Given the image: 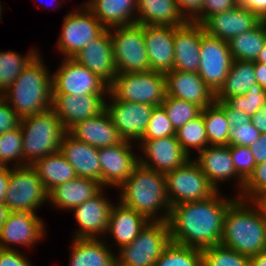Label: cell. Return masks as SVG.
Returning a JSON list of instances; mask_svg holds the SVG:
<instances>
[{
    "instance_id": "c3c4849f",
    "label": "cell",
    "mask_w": 266,
    "mask_h": 266,
    "mask_svg": "<svg viewBox=\"0 0 266 266\" xmlns=\"http://www.w3.org/2000/svg\"><path fill=\"white\" fill-rule=\"evenodd\" d=\"M20 122L17 112L0 96V134L20 127Z\"/></svg>"
},
{
    "instance_id": "681fc988",
    "label": "cell",
    "mask_w": 266,
    "mask_h": 266,
    "mask_svg": "<svg viewBox=\"0 0 266 266\" xmlns=\"http://www.w3.org/2000/svg\"><path fill=\"white\" fill-rule=\"evenodd\" d=\"M237 6L238 0H203L201 24L203 25L211 16L234 9Z\"/></svg>"
},
{
    "instance_id": "f35d334b",
    "label": "cell",
    "mask_w": 266,
    "mask_h": 266,
    "mask_svg": "<svg viewBox=\"0 0 266 266\" xmlns=\"http://www.w3.org/2000/svg\"><path fill=\"white\" fill-rule=\"evenodd\" d=\"M154 266H202V250L170 242Z\"/></svg>"
},
{
    "instance_id": "be15d7a7",
    "label": "cell",
    "mask_w": 266,
    "mask_h": 266,
    "mask_svg": "<svg viewBox=\"0 0 266 266\" xmlns=\"http://www.w3.org/2000/svg\"><path fill=\"white\" fill-rule=\"evenodd\" d=\"M257 62L266 64V42L263 46V49L259 52V55L256 59Z\"/></svg>"
},
{
    "instance_id": "74e56055",
    "label": "cell",
    "mask_w": 266,
    "mask_h": 266,
    "mask_svg": "<svg viewBox=\"0 0 266 266\" xmlns=\"http://www.w3.org/2000/svg\"><path fill=\"white\" fill-rule=\"evenodd\" d=\"M176 137L182 149L190 157L191 149L204 150L209 145L202 113L193 120L188 121L176 131Z\"/></svg>"
},
{
    "instance_id": "83f0119b",
    "label": "cell",
    "mask_w": 266,
    "mask_h": 266,
    "mask_svg": "<svg viewBox=\"0 0 266 266\" xmlns=\"http://www.w3.org/2000/svg\"><path fill=\"white\" fill-rule=\"evenodd\" d=\"M103 188L93 179L77 177L71 181L60 184L48 193V201L53 207L71 211L86 200L92 199Z\"/></svg>"
},
{
    "instance_id": "4dcf8cb0",
    "label": "cell",
    "mask_w": 266,
    "mask_h": 266,
    "mask_svg": "<svg viewBox=\"0 0 266 266\" xmlns=\"http://www.w3.org/2000/svg\"><path fill=\"white\" fill-rule=\"evenodd\" d=\"M137 21L142 25L179 27L188 21L176 0H137Z\"/></svg>"
},
{
    "instance_id": "d6986e66",
    "label": "cell",
    "mask_w": 266,
    "mask_h": 266,
    "mask_svg": "<svg viewBox=\"0 0 266 266\" xmlns=\"http://www.w3.org/2000/svg\"><path fill=\"white\" fill-rule=\"evenodd\" d=\"M113 203L105 197L101 190L92 199L86 200L71 211L74 212L78 229L73 238L97 239L99 236L107 235L110 212Z\"/></svg>"
},
{
    "instance_id": "6da1fadb",
    "label": "cell",
    "mask_w": 266,
    "mask_h": 266,
    "mask_svg": "<svg viewBox=\"0 0 266 266\" xmlns=\"http://www.w3.org/2000/svg\"><path fill=\"white\" fill-rule=\"evenodd\" d=\"M219 192L204 200L171 206L167 220L171 242L200 250L221 244L224 216L238 197L227 199Z\"/></svg>"
},
{
    "instance_id": "5b68a950",
    "label": "cell",
    "mask_w": 266,
    "mask_h": 266,
    "mask_svg": "<svg viewBox=\"0 0 266 266\" xmlns=\"http://www.w3.org/2000/svg\"><path fill=\"white\" fill-rule=\"evenodd\" d=\"M23 139V166L60 151V144L67 132L61 119L49 109L21 119Z\"/></svg>"
},
{
    "instance_id": "8d00e7d4",
    "label": "cell",
    "mask_w": 266,
    "mask_h": 266,
    "mask_svg": "<svg viewBox=\"0 0 266 266\" xmlns=\"http://www.w3.org/2000/svg\"><path fill=\"white\" fill-rule=\"evenodd\" d=\"M209 145H228L231 126L224 111L214 102L201 110Z\"/></svg>"
},
{
    "instance_id": "11a10c76",
    "label": "cell",
    "mask_w": 266,
    "mask_h": 266,
    "mask_svg": "<svg viewBox=\"0 0 266 266\" xmlns=\"http://www.w3.org/2000/svg\"><path fill=\"white\" fill-rule=\"evenodd\" d=\"M251 149L254 160L257 164L266 161V133L261 134L259 139L252 143L249 147Z\"/></svg>"
},
{
    "instance_id": "ee69618b",
    "label": "cell",
    "mask_w": 266,
    "mask_h": 266,
    "mask_svg": "<svg viewBox=\"0 0 266 266\" xmlns=\"http://www.w3.org/2000/svg\"><path fill=\"white\" fill-rule=\"evenodd\" d=\"M172 135H176V130L164 107L162 105L154 106L147 129L141 140H154Z\"/></svg>"
},
{
    "instance_id": "484cf974",
    "label": "cell",
    "mask_w": 266,
    "mask_h": 266,
    "mask_svg": "<svg viewBox=\"0 0 266 266\" xmlns=\"http://www.w3.org/2000/svg\"><path fill=\"white\" fill-rule=\"evenodd\" d=\"M60 152L74 168L77 177L93 179L101 184L99 148L76 139L67 131L62 138Z\"/></svg>"
},
{
    "instance_id": "e575fe53",
    "label": "cell",
    "mask_w": 266,
    "mask_h": 266,
    "mask_svg": "<svg viewBox=\"0 0 266 266\" xmlns=\"http://www.w3.org/2000/svg\"><path fill=\"white\" fill-rule=\"evenodd\" d=\"M266 42V21L228 41L233 60L256 61Z\"/></svg>"
},
{
    "instance_id": "9a60e30c",
    "label": "cell",
    "mask_w": 266,
    "mask_h": 266,
    "mask_svg": "<svg viewBox=\"0 0 266 266\" xmlns=\"http://www.w3.org/2000/svg\"><path fill=\"white\" fill-rule=\"evenodd\" d=\"M143 157L139 163L147 168L166 173L183 166L191 157L182 149L176 135L154 140H140Z\"/></svg>"
},
{
    "instance_id": "7a4b0ae2",
    "label": "cell",
    "mask_w": 266,
    "mask_h": 266,
    "mask_svg": "<svg viewBox=\"0 0 266 266\" xmlns=\"http://www.w3.org/2000/svg\"><path fill=\"white\" fill-rule=\"evenodd\" d=\"M221 245L249 257L266 250V218L254 200L237 198L228 207Z\"/></svg>"
},
{
    "instance_id": "4316f807",
    "label": "cell",
    "mask_w": 266,
    "mask_h": 266,
    "mask_svg": "<svg viewBox=\"0 0 266 266\" xmlns=\"http://www.w3.org/2000/svg\"><path fill=\"white\" fill-rule=\"evenodd\" d=\"M68 132L96 148L114 146L123 141L106 109L94 117L78 122Z\"/></svg>"
},
{
    "instance_id": "4fadbf2b",
    "label": "cell",
    "mask_w": 266,
    "mask_h": 266,
    "mask_svg": "<svg viewBox=\"0 0 266 266\" xmlns=\"http://www.w3.org/2000/svg\"><path fill=\"white\" fill-rule=\"evenodd\" d=\"M232 61L228 41L211 36L205 31L201 36L198 73L214 93L224 84Z\"/></svg>"
},
{
    "instance_id": "2e32d148",
    "label": "cell",
    "mask_w": 266,
    "mask_h": 266,
    "mask_svg": "<svg viewBox=\"0 0 266 266\" xmlns=\"http://www.w3.org/2000/svg\"><path fill=\"white\" fill-rule=\"evenodd\" d=\"M132 145L123 140L117 145L99 148L102 187L119 188L129 178L139 163V156L133 152Z\"/></svg>"
},
{
    "instance_id": "db71d44e",
    "label": "cell",
    "mask_w": 266,
    "mask_h": 266,
    "mask_svg": "<svg viewBox=\"0 0 266 266\" xmlns=\"http://www.w3.org/2000/svg\"><path fill=\"white\" fill-rule=\"evenodd\" d=\"M238 5L250 10L262 21H266V0H238Z\"/></svg>"
},
{
    "instance_id": "91938a15",
    "label": "cell",
    "mask_w": 266,
    "mask_h": 266,
    "mask_svg": "<svg viewBox=\"0 0 266 266\" xmlns=\"http://www.w3.org/2000/svg\"><path fill=\"white\" fill-rule=\"evenodd\" d=\"M250 266H266V250L249 257Z\"/></svg>"
},
{
    "instance_id": "d590c367",
    "label": "cell",
    "mask_w": 266,
    "mask_h": 266,
    "mask_svg": "<svg viewBox=\"0 0 266 266\" xmlns=\"http://www.w3.org/2000/svg\"><path fill=\"white\" fill-rule=\"evenodd\" d=\"M38 52L35 48L30 50L26 56L16 51L0 52V96L6 93L15 79L39 54Z\"/></svg>"
},
{
    "instance_id": "6125c7cd",
    "label": "cell",
    "mask_w": 266,
    "mask_h": 266,
    "mask_svg": "<svg viewBox=\"0 0 266 266\" xmlns=\"http://www.w3.org/2000/svg\"><path fill=\"white\" fill-rule=\"evenodd\" d=\"M261 208L266 218V193L261 194L258 198L254 200Z\"/></svg>"
},
{
    "instance_id": "3957f363",
    "label": "cell",
    "mask_w": 266,
    "mask_h": 266,
    "mask_svg": "<svg viewBox=\"0 0 266 266\" xmlns=\"http://www.w3.org/2000/svg\"><path fill=\"white\" fill-rule=\"evenodd\" d=\"M118 189L121 190L119 202L122 205L140 213L149 221L167 222L171 205L167 195L165 173L138 163ZM160 211L165 213L161 214Z\"/></svg>"
},
{
    "instance_id": "94428289",
    "label": "cell",
    "mask_w": 266,
    "mask_h": 266,
    "mask_svg": "<svg viewBox=\"0 0 266 266\" xmlns=\"http://www.w3.org/2000/svg\"><path fill=\"white\" fill-rule=\"evenodd\" d=\"M10 212L11 211L4 203H0V230L2 228V225L6 222V219L8 218Z\"/></svg>"
},
{
    "instance_id": "52a82bcc",
    "label": "cell",
    "mask_w": 266,
    "mask_h": 266,
    "mask_svg": "<svg viewBox=\"0 0 266 266\" xmlns=\"http://www.w3.org/2000/svg\"><path fill=\"white\" fill-rule=\"evenodd\" d=\"M171 242L166 221H150L130 244L116 254V266H154Z\"/></svg>"
},
{
    "instance_id": "bcb514c9",
    "label": "cell",
    "mask_w": 266,
    "mask_h": 266,
    "mask_svg": "<svg viewBox=\"0 0 266 266\" xmlns=\"http://www.w3.org/2000/svg\"><path fill=\"white\" fill-rule=\"evenodd\" d=\"M230 154L236 173L246 181L256 166L251 149L245 146L230 145Z\"/></svg>"
},
{
    "instance_id": "ffe728a7",
    "label": "cell",
    "mask_w": 266,
    "mask_h": 266,
    "mask_svg": "<svg viewBox=\"0 0 266 266\" xmlns=\"http://www.w3.org/2000/svg\"><path fill=\"white\" fill-rule=\"evenodd\" d=\"M72 59L87 67L92 73L97 74L108 85L113 82L117 75L109 29H106L99 37L90 41Z\"/></svg>"
},
{
    "instance_id": "8fae6325",
    "label": "cell",
    "mask_w": 266,
    "mask_h": 266,
    "mask_svg": "<svg viewBox=\"0 0 266 266\" xmlns=\"http://www.w3.org/2000/svg\"><path fill=\"white\" fill-rule=\"evenodd\" d=\"M106 28L84 5L68 13L63 19L61 35L57 42L58 51L65 58H72L92 40L99 37Z\"/></svg>"
},
{
    "instance_id": "5bb4252c",
    "label": "cell",
    "mask_w": 266,
    "mask_h": 266,
    "mask_svg": "<svg viewBox=\"0 0 266 266\" xmlns=\"http://www.w3.org/2000/svg\"><path fill=\"white\" fill-rule=\"evenodd\" d=\"M110 95V96H109ZM110 105L105 101V109L110 115L113 124L118 129L121 138L125 141H139L143 137L153 105L133 103L116 99L110 92Z\"/></svg>"
},
{
    "instance_id": "9f6ffc18",
    "label": "cell",
    "mask_w": 266,
    "mask_h": 266,
    "mask_svg": "<svg viewBox=\"0 0 266 266\" xmlns=\"http://www.w3.org/2000/svg\"><path fill=\"white\" fill-rule=\"evenodd\" d=\"M252 124L261 133H266V104L263 105L251 118Z\"/></svg>"
},
{
    "instance_id": "7402d4cb",
    "label": "cell",
    "mask_w": 266,
    "mask_h": 266,
    "mask_svg": "<svg viewBox=\"0 0 266 266\" xmlns=\"http://www.w3.org/2000/svg\"><path fill=\"white\" fill-rule=\"evenodd\" d=\"M205 32L202 24L187 22L174 27L173 69L197 73L200 64V42Z\"/></svg>"
},
{
    "instance_id": "7bdbcfd3",
    "label": "cell",
    "mask_w": 266,
    "mask_h": 266,
    "mask_svg": "<svg viewBox=\"0 0 266 266\" xmlns=\"http://www.w3.org/2000/svg\"><path fill=\"white\" fill-rule=\"evenodd\" d=\"M0 159L8 163L15 161L14 167L23 166V139L21 128H15L0 134Z\"/></svg>"
},
{
    "instance_id": "ba28073f",
    "label": "cell",
    "mask_w": 266,
    "mask_h": 266,
    "mask_svg": "<svg viewBox=\"0 0 266 266\" xmlns=\"http://www.w3.org/2000/svg\"><path fill=\"white\" fill-rule=\"evenodd\" d=\"M109 32L113 45L117 73L144 72L150 70L142 24L133 23L121 27H114L109 29Z\"/></svg>"
},
{
    "instance_id": "7dc6e473",
    "label": "cell",
    "mask_w": 266,
    "mask_h": 266,
    "mask_svg": "<svg viewBox=\"0 0 266 266\" xmlns=\"http://www.w3.org/2000/svg\"><path fill=\"white\" fill-rule=\"evenodd\" d=\"M230 126L228 145L250 147L261 136V133L255 128L251 120L245 124Z\"/></svg>"
},
{
    "instance_id": "f5cc1de1",
    "label": "cell",
    "mask_w": 266,
    "mask_h": 266,
    "mask_svg": "<svg viewBox=\"0 0 266 266\" xmlns=\"http://www.w3.org/2000/svg\"><path fill=\"white\" fill-rule=\"evenodd\" d=\"M215 103L224 111L230 125H241L251 120L243 111L230 109L223 101H215Z\"/></svg>"
},
{
    "instance_id": "e0dca14e",
    "label": "cell",
    "mask_w": 266,
    "mask_h": 266,
    "mask_svg": "<svg viewBox=\"0 0 266 266\" xmlns=\"http://www.w3.org/2000/svg\"><path fill=\"white\" fill-rule=\"evenodd\" d=\"M36 213L10 212L0 230V248L15 249L11 244L32 247L45 234V225Z\"/></svg>"
},
{
    "instance_id": "836d02e7",
    "label": "cell",
    "mask_w": 266,
    "mask_h": 266,
    "mask_svg": "<svg viewBox=\"0 0 266 266\" xmlns=\"http://www.w3.org/2000/svg\"><path fill=\"white\" fill-rule=\"evenodd\" d=\"M257 84L253 61L233 60L224 84L215 93V98H230L245 95Z\"/></svg>"
},
{
    "instance_id": "ac0fdd59",
    "label": "cell",
    "mask_w": 266,
    "mask_h": 266,
    "mask_svg": "<svg viewBox=\"0 0 266 266\" xmlns=\"http://www.w3.org/2000/svg\"><path fill=\"white\" fill-rule=\"evenodd\" d=\"M104 94H86L73 96L70 94H52L51 109L61 119L69 131L75 124L101 113L105 109Z\"/></svg>"
},
{
    "instance_id": "d4e9b609",
    "label": "cell",
    "mask_w": 266,
    "mask_h": 266,
    "mask_svg": "<svg viewBox=\"0 0 266 266\" xmlns=\"http://www.w3.org/2000/svg\"><path fill=\"white\" fill-rule=\"evenodd\" d=\"M261 22L257 15L238 5L234 9L211 16L203 27L209 35L229 41L239 34L254 29Z\"/></svg>"
},
{
    "instance_id": "7c38bea8",
    "label": "cell",
    "mask_w": 266,
    "mask_h": 266,
    "mask_svg": "<svg viewBox=\"0 0 266 266\" xmlns=\"http://www.w3.org/2000/svg\"><path fill=\"white\" fill-rule=\"evenodd\" d=\"M59 69L52 75V94H86L109 93V85L87 67L72 58H64Z\"/></svg>"
},
{
    "instance_id": "8992f818",
    "label": "cell",
    "mask_w": 266,
    "mask_h": 266,
    "mask_svg": "<svg viewBox=\"0 0 266 266\" xmlns=\"http://www.w3.org/2000/svg\"><path fill=\"white\" fill-rule=\"evenodd\" d=\"M109 92L121 101L159 106L166 96L165 73L152 70L117 73Z\"/></svg>"
},
{
    "instance_id": "60d3db41",
    "label": "cell",
    "mask_w": 266,
    "mask_h": 266,
    "mask_svg": "<svg viewBox=\"0 0 266 266\" xmlns=\"http://www.w3.org/2000/svg\"><path fill=\"white\" fill-rule=\"evenodd\" d=\"M202 266H250L249 256L219 244L202 250Z\"/></svg>"
},
{
    "instance_id": "277c9868",
    "label": "cell",
    "mask_w": 266,
    "mask_h": 266,
    "mask_svg": "<svg viewBox=\"0 0 266 266\" xmlns=\"http://www.w3.org/2000/svg\"><path fill=\"white\" fill-rule=\"evenodd\" d=\"M38 54L2 97L21 119L52 107V75Z\"/></svg>"
},
{
    "instance_id": "cb8c5ba5",
    "label": "cell",
    "mask_w": 266,
    "mask_h": 266,
    "mask_svg": "<svg viewBox=\"0 0 266 266\" xmlns=\"http://www.w3.org/2000/svg\"><path fill=\"white\" fill-rule=\"evenodd\" d=\"M193 160L217 191H219V182L234 178V180H238L236 185L239 186L240 193L242 192L245 181L236 173L230 154V145L207 146L204 150L199 151L197 158H193Z\"/></svg>"
},
{
    "instance_id": "9c48e42d",
    "label": "cell",
    "mask_w": 266,
    "mask_h": 266,
    "mask_svg": "<svg viewBox=\"0 0 266 266\" xmlns=\"http://www.w3.org/2000/svg\"><path fill=\"white\" fill-rule=\"evenodd\" d=\"M48 201V193L32 165L11 166L4 204L11 212L36 213ZM40 206V207H39Z\"/></svg>"
},
{
    "instance_id": "603a6c76",
    "label": "cell",
    "mask_w": 266,
    "mask_h": 266,
    "mask_svg": "<svg viewBox=\"0 0 266 266\" xmlns=\"http://www.w3.org/2000/svg\"><path fill=\"white\" fill-rule=\"evenodd\" d=\"M150 70L167 73L174 65V27L143 25Z\"/></svg>"
},
{
    "instance_id": "680465c9",
    "label": "cell",
    "mask_w": 266,
    "mask_h": 266,
    "mask_svg": "<svg viewBox=\"0 0 266 266\" xmlns=\"http://www.w3.org/2000/svg\"><path fill=\"white\" fill-rule=\"evenodd\" d=\"M256 81L266 90V64L254 61Z\"/></svg>"
},
{
    "instance_id": "d6a6232c",
    "label": "cell",
    "mask_w": 266,
    "mask_h": 266,
    "mask_svg": "<svg viewBox=\"0 0 266 266\" xmlns=\"http://www.w3.org/2000/svg\"><path fill=\"white\" fill-rule=\"evenodd\" d=\"M49 193L56 186L77 178L74 168L59 151L42 157L32 165Z\"/></svg>"
},
{
    "instance_id": "ab89813d",
    "label": "cell",
    "mask_w": 266,
    "mask_h": 266,
    "mask_svg": "<svg viewBox=\"0 0 266 266\" xmlns=\"http://www.w3.org/2000/svg\"><path fill=\"white\" fill-rule=\"evenodd\" d=\"M161 105L164 107L168 118L176 131L188 121L198 117L202 110V108L196 104L171 97L167 94Z\"/></svg>"
},
{
    "instance_id": "f1b7e54d",
    "label": "cell",
    "mask_w": 266,
    "mask_h": 266,
    "mask_svg": "<svg viewBox=\"0 0 266 266\" xmlns=\"http://www.w3.org/2000/svg\"><path fill=\"white\" fill-rule=\"evenodd\" d=\"M116 204L112 206L106 233L112 235L120 249L134 241L150 221L120 202Z\"/></svg>"
},
{
    "instance_id": "1f68e13d",
    "label": "cell",
    "mask_w": 266,
    "mask_h": 266,
    "mask_svg": "<svg viewBox=\"0 0 266 266\" xmlns=\"http://www.w3.org/2000/svg\"><path fill=\"white\" fill-rule=\"evenodd\" d=\"M99 239L73 238L69 266H116V253Z\"/></svg>"
},
{
    "instance_id": "6f0895ef",
    "label": "cell",
    "mask_w": 266,
    "mask_h": 266,
    "mask_svg": "<svg viewBox=\"0 0 266 266\" xmlns=\"http://www.w3.org/2000/svg\"><path fill=\"white\" fill-rule=\"evenodd\" d=\"M10 175L11 168L9 166L0 170V203H4L5 201Z\"/></svg>"
},
{
    "instance_id": "03108f58",
    "label": "cell",
    "mask_w": 266,
    "mask_h": 266,
    "mask_svg": "<svg viewBox=\"0 0 266 266\" xmlns=\"http://www.w3.org/2000/svg\"><path fill=\"white\" fill-rule=\"evenodd\" d=\"M2 9H3V6L1 5V2H0V19H1V16H2V13H1L3 11Z\"/></svg>"
},
{
    "instance_id": "30bf717a",
    "label": "cell",
    "mask_w": 266,
    "mask_h": 266,
    "mask_svg": "<svg viewBox=\"0 0 266 266\" xmlns=\"http://www.w3.org/2000/svg\"><path fill=\"white\" fill-rule=\"evenodd\" d=\"M165 177L168 200L171 206L204 200L217 192L192 158L183 166L166 172Z\"/></svg>"
},
{
    "instance_id": "f907efd6",
    "label": "cell",
    "mask_w": 266,
    "mask_h": 266,
    "mask_svg": "<svg viewBox=\"0 0 266 266\" xmlns=\"http://www.w3.org/2000/svg\"><path fill=\"white\" fill-rule=\"evenodd\" d=\"M179 11L189 22L201 24V11L203 0H176Z\"/></svg>"
},
{
    "instance_id": "44dd1931",
    "label": "cell",
    "mask_w": 266,
    "mask_h": 266,
    "mask_svg": "<svg viewBox=\"0 0 266 266\" xmlns=\"http://www.w3.org/2000/svg\"><path fill=\"white\" fill-rule=\"evenodd\" d=\"M166 94L200 106L215 102V93L205 84L199 73L171 70L165 73Z\"/></svg>"
},
{
    "instance_id": "816d5d0a",
    "label": "cell",
    "mask_w": 266,
    "mask_h": 266,
    "mask_svg": "<svg viewBox=\"0 0 266 266\" xmlns=\"http://www.w3.org/2000/svg\"><path fill=\"white\" fill-rule=\"evenodd\" d=\"M31 262L17 249L0 248V266H32Z\"/></svg>"
},
{
    "instance_id": "b9f144b4",
    "label": "cell",
    "mask_w": 266,
    "mask_h": 266,
    "mask_svg": "<svg viewBox=\"0 0 266 266\" xmlns=\"http://www.w3.org/2000/svg\"><path fill=\"white\" fill-rule=\"evenodd\" d=\"M215 101H223L230 109L241 110L251 118L266 104V90L257 83L245 95H237L230 98H215Z\"/></svg>"
},
{
    "instance_id": "f6af8a7d",
    "label": "cell",
    "mask_w": 266,
    "mask_h": 266,
    "mask_svg": "<svg viewBox=\"0 0 266 266\" xmlns=\"http://www.w3.org/2000/svg\"><path fill=\"white\" fill-rule=\"evenodd\" d=\"M264 193H266V161L255 166L237 197L243 200H255Z\"/></svg>"
},
{
    "instance_id": "e7e4bbea",
    "label": "cell",
    "mask_w": 266,
    "mask_h": 266,
    "mask_svg": "<svg viewBox=\"0 0 266 266\" xmlns=\"http://www.w3.org/2000/svg\"><path fill=\"white\" fill-rule=\"evenodd\" d=\"M5 167H6V165L0 159V170L4 169Z\"/></svg>"
},
{
    "instance_id": "f546056e",
    "label": "cell",
    "mask_w": 266,
    "mask_h": 266,
    "mask_svg": "<svg viewBox=\"0 0 266 266\" xmlns=\"http://www.w3.org/2000/svg\"><path fill=\"white\" fill-rule=\"evenodd\" d=\"M85 6L106 29L137 21V0H90Z\"/></svg>"
}]
</instances>
